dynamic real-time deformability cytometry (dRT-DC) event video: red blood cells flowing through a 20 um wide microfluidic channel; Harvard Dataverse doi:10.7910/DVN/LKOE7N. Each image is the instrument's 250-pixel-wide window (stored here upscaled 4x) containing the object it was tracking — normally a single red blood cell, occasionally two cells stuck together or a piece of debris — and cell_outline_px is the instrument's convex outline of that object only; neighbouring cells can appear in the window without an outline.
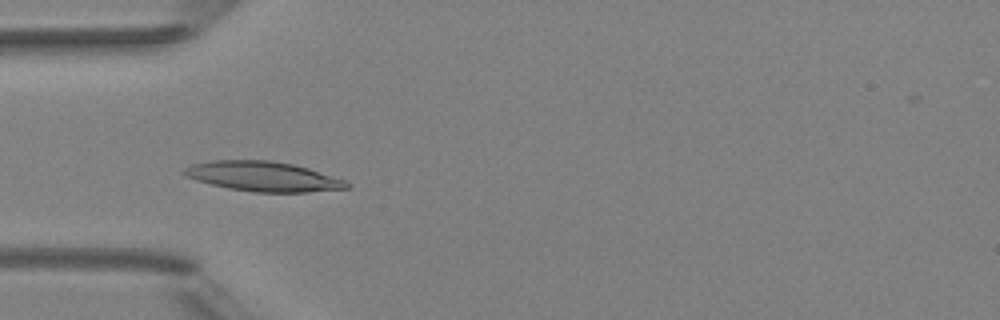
{"species": "Egyptian fruit bat (a non-hibernating species)", "species_latin": "Rousettus aegyptiacus", "temperature_condition": "room temperature", "stored_images_in_passage": 6, "camera_frame_rate_fps": 3000, "um_per_image_px": 0.085, "animal": {"sex": "female"}, "frame": {"image": 1, "passage_image": 3, "time_ms": 2.333, "image_size_px": [1000, 320], "cell_outline_px": [[352, 184], [348, 188], [308, 192], [256, 192], [228, 188], [196, 180], [184, 176], [180, 172], [184, 168], [192, 164], [212, 160], [272, 160], [292, 164], [308, 168], [344, 180]], "centroid_in_image_um": [22.33, 14.99], "position_along_channel_um": 62.7, "area_um2": 28.21}}
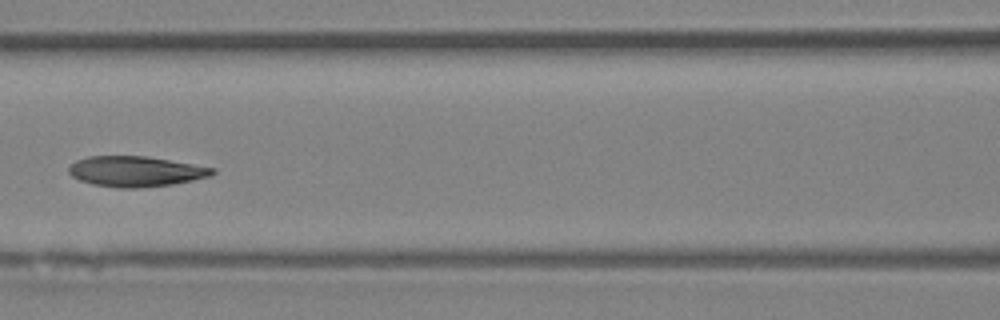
{"frame": {"image": 2, "passage_image": 5, "time_ms": 4.667, "image_size_px": [1000, 320], "cell_outline_px": [[216, 172], [212, 176], [172, 184], [140, 188], [120, 188], [92, 184], [80, 180], [72, 176], [68, 172], [68, 168], [76, 160], [88, 156], [148, 156], [216, 168]], "centroid_in_image_um": [11.55, 14.56], "position_along_channel_um": 155.0, "area_um2": 25.55}}
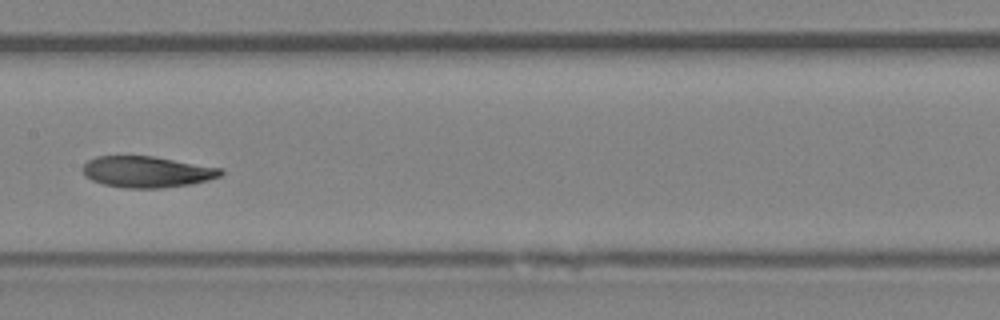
{"frame": {"image": 3, "passage_image": 6, "time_ms": 5.667, "image_size_px": [1000, 320], "cell_outline_px": [[224, 172], [220, 176], [208, 180], [188, 184], [160, 188], [124, 188], [104, 184], [92, 180], [84, 176], [80, 168], [88, 160], [96, 156], [152, 156], [224, 168]], "centroid_in_image_um": [12.46, 14.6], "position_along_channel_um": 194.9, "area_um2": 25.2}}